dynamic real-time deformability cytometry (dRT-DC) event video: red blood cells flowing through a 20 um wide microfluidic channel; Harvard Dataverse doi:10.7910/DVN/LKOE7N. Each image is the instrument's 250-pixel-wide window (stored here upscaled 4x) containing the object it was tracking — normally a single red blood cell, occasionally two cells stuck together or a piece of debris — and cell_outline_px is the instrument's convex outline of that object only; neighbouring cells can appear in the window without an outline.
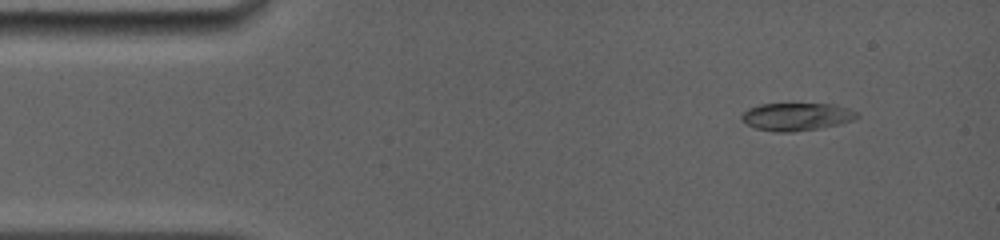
{"species": "common noctule bat (a hibernating species)", "species_latin": "Nyctalus noctula", "temperature_condition": "room temperature", "stored_images_in_passage": 7, "camera_frame_rate_fps": 5000, "um_per_image_px": 0.085, "animal": {"sex": "female", "body_mass_g": 19.0, "forearm_length_mm": 56.7}, "frame": {"image": 1, "passage_image": 2, "time_ms": 1.0, "image_size_px": [1000, 240], "cell_outline_px": [[860, 116], [852, 120], [840, 124], [820, 128], [792, 132], [776, 132], [756, 128], [740, 120], [740, 116], [748, 108], [760, 104], [832, 104], [848, 108], [860, 112]], "centroid_in_image_um": [67.72, 9.92], "position_along_channel_um": 17.3, "area_um2": 18.73}}
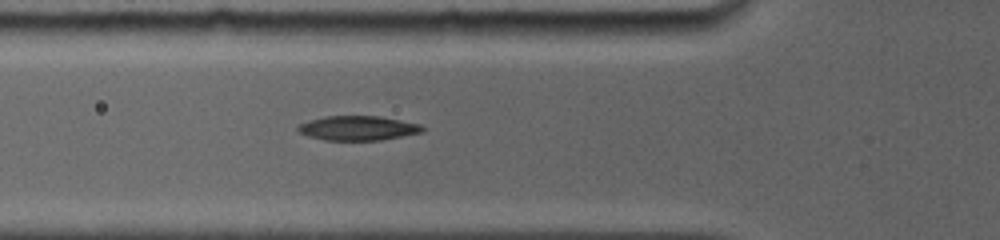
{"frame": {"image": 2, "passage_image": 6, "time_ms": 5.0, "image_size_px": [1000, 240], "cell_outline_px": [[424, 132], [380, 140], [324, 140], [308, 136], [300, 132], [296, 128], [300, 124], [308, 120], [324, 116], [380, 116], [420, 124], [424, 128]], "centroid_in_image_um": [30.42, 10.88], "position_along_channel_um": 95.4, "area_um2": 17.74}}
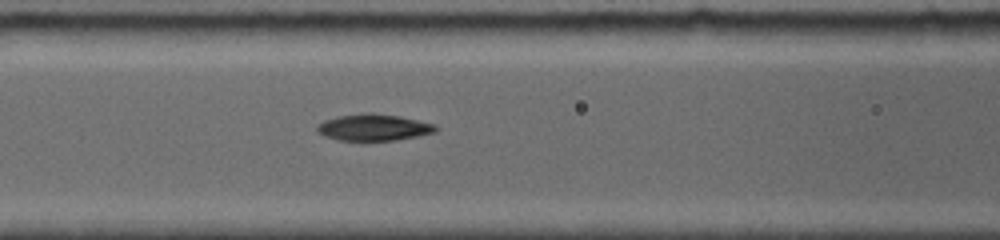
{"frame": {"image": 3, "passage_image": 7, "time_ms": 6.0, "image_size_px": [1000, 240], "cell_outline_px": [[440, 128], [436, 132], [396, 140], [340, 140], [324, 136], [316, 132], [316, 124], [324, 120], [336, 116], [372, 112], [400, 116], [436, 124]], "centroid_in_image_um": [31.76, 10.82], "position_along_channel_um": 134.8, "area_um2": 18.55}}